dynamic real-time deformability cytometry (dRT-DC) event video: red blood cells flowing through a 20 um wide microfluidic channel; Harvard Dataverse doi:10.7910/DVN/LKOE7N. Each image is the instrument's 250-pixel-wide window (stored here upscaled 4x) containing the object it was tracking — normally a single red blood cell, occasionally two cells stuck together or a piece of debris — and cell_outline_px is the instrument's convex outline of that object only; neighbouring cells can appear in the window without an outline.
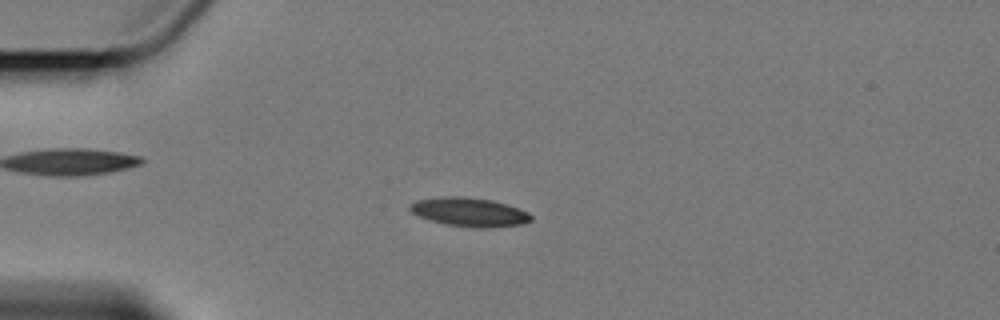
{"species": "Egyptian fruit bat (a non-hibernating species)", "species_latin": "Rousettus aegyptiacus", "temperature_condition": "cold", "stored_images_in_passage": 7, "camera_frame_rate_fps": 3000, "um_per_image_px": 0.085, "animal": {"sex": "female"}, "frame": {"image": 1, "passage_image": 3, "time_ms": 2.333, "image_size_px": [1000, 320], "cell_outline_px": [[532, 220], [520, 224], [488, 228], [472, 228], [444, 224], [420, 216], [412, 212], [408, 208], [416, 200], [440, 196], [460, 196], [492, 200], [508, 204], [528, 212], [532, 216]], "centroid_in_image_um": [39.91, 18.02], "position_along_channel_um": 45.1, "area_um2": 20.35}}
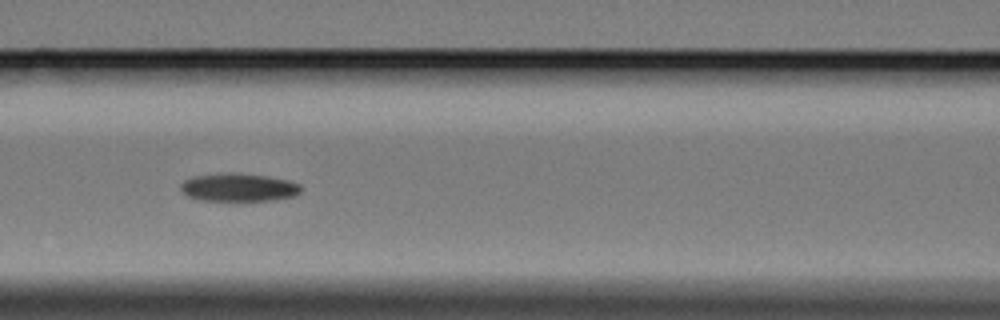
{"frame": {"image": 2, "passage_image": 6, "time_ms": 6.0, "image_size_px": [1000, 320], "cell_outline_px": [[300, 192], [296, 196], [276, 200], [240, 204], [200, 200], [184, 196], [180, 188], [180, 184], [184, 180], [196, 176], [228, 172], [264, 176], [284, 180], [300, 184]], "centroid_in_image_um": [20.24, 16.0], "position_along_channel_um": 146.4, "area_um2": 20.63}}
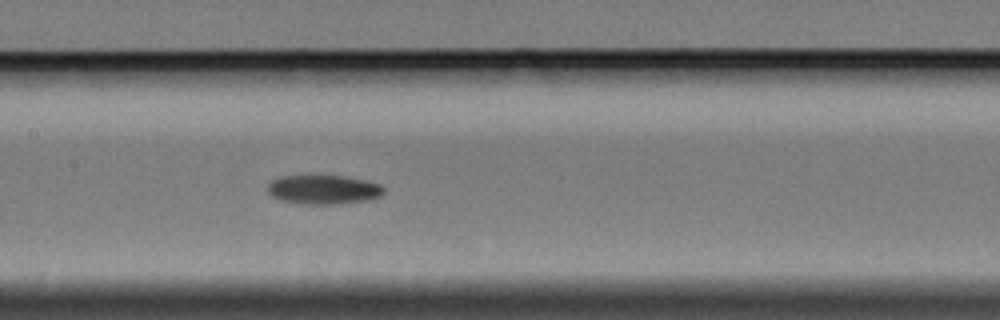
{"frame": {"image": 3, "passage_image": 7, "time_ms": 7.0, "image_size_px": [1000, 320], "cell_outline_px": [[384, 192], [380, 196], [364, 200], [340, 204], [304, 204], [280, 200], [272, 196], [268, 192], [268, 184], [272, 180], [280, 176], [344, 176], [364, 180], [380, 184], [384, 188]], "centroid_in_image_um": [27.47, 16.11], "position_along_channel_um": 179.9, "area_um2": 19.59}}